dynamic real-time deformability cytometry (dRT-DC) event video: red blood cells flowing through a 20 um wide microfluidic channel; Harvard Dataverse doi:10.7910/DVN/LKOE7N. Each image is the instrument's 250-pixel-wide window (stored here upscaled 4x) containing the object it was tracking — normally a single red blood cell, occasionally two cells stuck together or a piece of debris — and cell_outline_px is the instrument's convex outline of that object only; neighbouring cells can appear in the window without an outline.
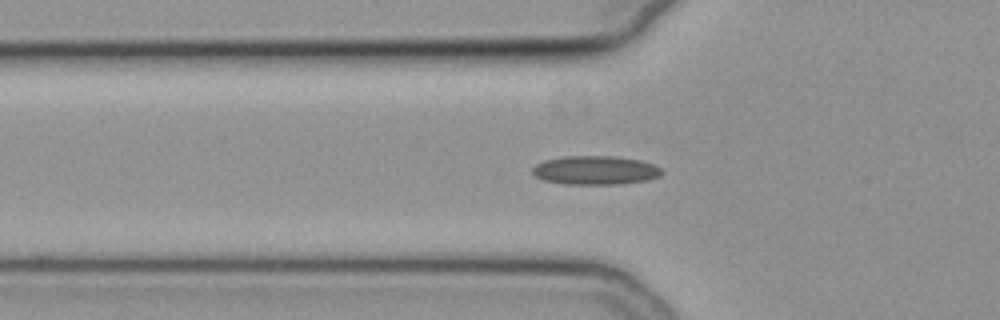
{"species": "common noctule bat (a hibernating species)", "species_latin": "Nyctalus noctula", "temperature_condition": "cold", "stored_images_in_passage": 39, "camera_frame_rate_fps": 3000, "um_per_image_px": 0.085, "animal": {"sex": "female", "body_mass_g": 19.3, "forearm_length_mm": 54.1}, "frame": {"image": 1, "passage_image": 3, "time_ms": 0.667, "image_size_px": [1000, 320], "cell_outline_px": [[664, 172], [660, 176], [648, 180], [620, 184], [564, 184], [544, 180], [536, 176], [532, 172], [532, 168], [536, 164], [544, 160], [564, 156], [612, 156], [640, 160], [652, 164], [660, 168]], "centroid_in_image_um": [50.6, 14.47], "position_along_channel_um": 75.2, "area_um2": 21.73}}
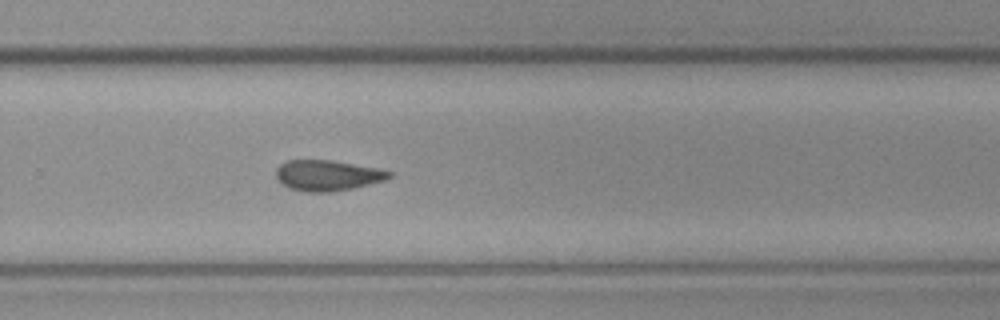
{"frame": {"image": 2, "passage_image": 21, "time_ms": 6.667, "image_size_px": [1000, 320], "cell_outline_px": [[392, 176], [384, 180], [352, 188], [332, 192], [304, 192], [288, 188], [276, 176], [276, 168], [280, 164], [288, 160], [332, 160], [376, 168], [392, 172]], "centroid_in_image_um": [27.81, 14.91], "position_along_channel_um": 302.0, "area_um2": 20.06}}
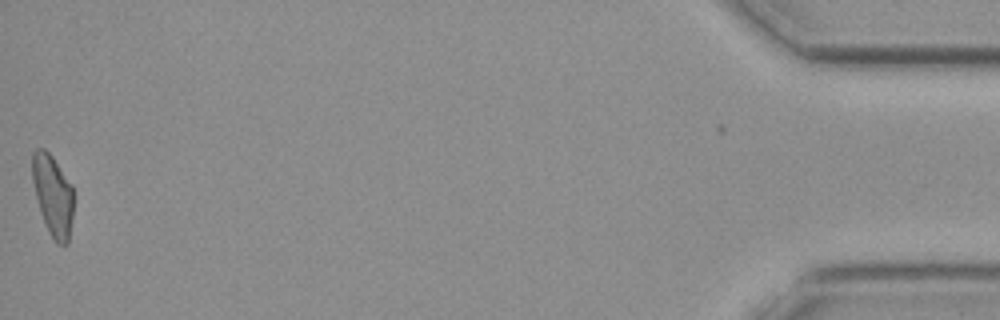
{"frame": {"image": 3, "passage_image": 39, "time_ms": 12.667, "image_size_px": [1000, 320], "cell_outline_px": [[72, 216], [68, 244], [56, 244], [40, 212], [32, 180], [32, 152], [36, 148], [44, 148], [52, 156], [72, 184]], "centroid_in_image_um": [4.48, 16.56], "position_along_channel_um": 430.7, "area_um2": 19.25}}